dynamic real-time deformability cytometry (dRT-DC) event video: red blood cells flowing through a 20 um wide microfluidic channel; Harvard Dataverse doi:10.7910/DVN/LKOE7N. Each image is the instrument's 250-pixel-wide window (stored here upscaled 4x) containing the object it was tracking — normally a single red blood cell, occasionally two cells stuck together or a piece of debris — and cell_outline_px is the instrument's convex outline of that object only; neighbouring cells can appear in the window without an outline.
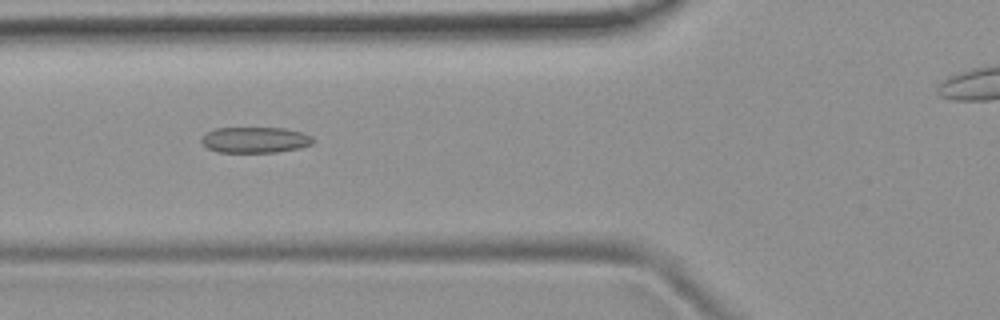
{"species": "common noctule bat (a hibernating species)", "species_latin": "Nyctalus noctula", "temperature_condition": "room temperature", "stored_images_in_passage": 45, "camera_frame_rate_fps": 3000, "um_per_image_px": 0.085, "animal": {"sex": "female", "body_mass_g": 19.9}, "frame": {"image": 1, "passage_image": 18, "time_ms": 5.667, "image_size_px": [1000, 320], "cell_outline_px": [[312, 144], [300, 148], [276, 152], [216, 152], [208, 148], [200, 140], [208, 132], [216, 128], [284, 128], [300, 132], [312, 136]], "centroid_in_image_um": [21.68, 11.89], "position_along_channel_um": 104.1, "area_um2": 16.65}}
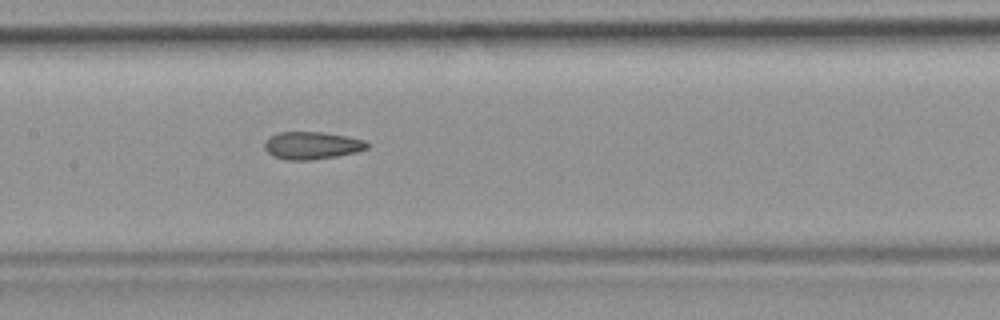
{"frame": {"image": 2, "passage_image": 24, "time_ms": 7.667, "image_size_px": [1000, 320], "cell_outline_px": [[368, 148], [356, 152], [336, 156], [308, 160], [284, 160], [272, 156], [264, 148], [264, 144], [272, 136], [280, 132], [324, 132], [348, 136], [364, 140], [368, 144]], "centroid_in_image_um": [26.52, 12.37], "position_along_channel_um": 180.9, "area_um2": 16.36}}
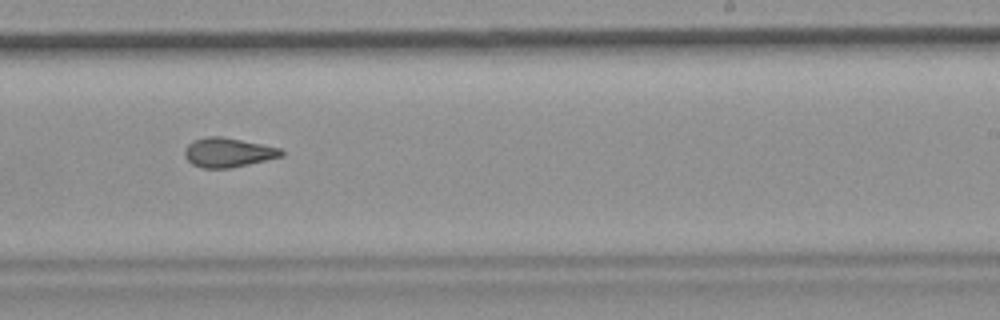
{"frame": {"image": 3, "passage_image": 31, "time_ms": 10.0, "image_size_px": [1000, 320], "cell_outline_px": [[284, 156], [232, 168], [204, 168], [192, 164], [184, 156], [184, 148], [192, 140], [208, 136], [220, 136], [280, 148], [284, 152]], "centroid_in_image_um": [19.36, 12.96], "position_along_channel_um": 269.6, "area_um2": 16.53}}